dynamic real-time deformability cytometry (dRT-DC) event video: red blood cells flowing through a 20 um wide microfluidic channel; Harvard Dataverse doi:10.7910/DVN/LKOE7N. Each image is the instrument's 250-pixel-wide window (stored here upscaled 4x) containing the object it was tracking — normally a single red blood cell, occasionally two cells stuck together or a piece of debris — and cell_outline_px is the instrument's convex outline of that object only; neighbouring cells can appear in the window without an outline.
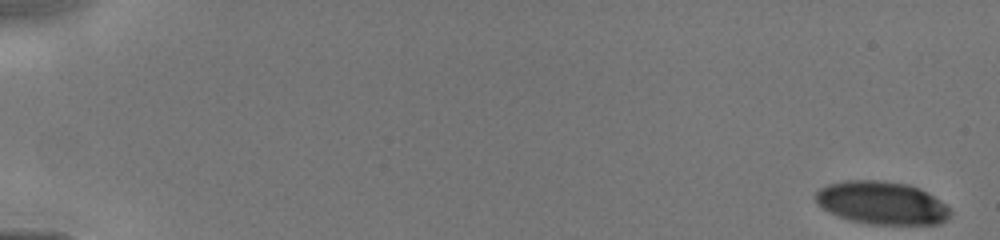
{"species": "human", "species_latin": "Homo sapiens", "temperature_condition": "cold", "stored_images_in_passage": 28, "camera_frame_rate_fps": 3000, "um_per_image_px": 0.085, "donor": {"sex": "male"}, "frame": {"image": 1, "passage_image": 1, "time_ms": 0.0, "image_size_px": [1000, 240], "cell_outline_px": [[952, 212], [940, 224], [868, 224], [848, 220], [820, 208], [812, 196], [820, 188], [828, 184], [848, 180], [880, 180], [908, 184], [920, 188], [940, 200]], "centroid_in_image_um": [74.9, 17.24], "position_along_channel_um": 10.1, "area_um2": 33.87}}
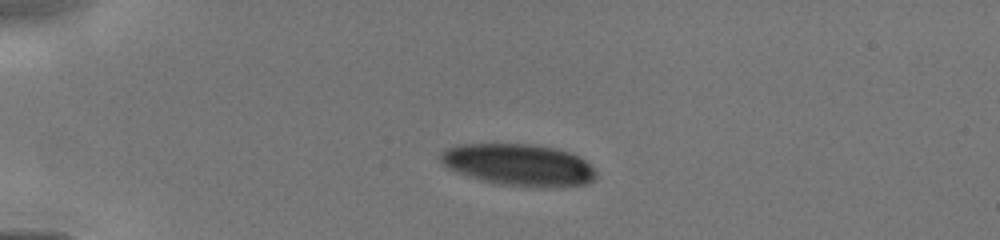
{"frame": {"image": 2, "passage_image": 17, "time_ms": 3.667, "image_size_px": [1000, 240], "cell_outline_px": [[596, 176], [592, 180], [584, 184], [556, 188], [536, 188], [500, 184], [480, 180], [456, 172], [448, 168], [436, 156], [440, 152], [456, 144], [532, 144], [556, 148], [568, 152], [584, 160], [596, 172]], "centroid_in_image_um": [44.05, 14.02], "position_along_channel_um": 41.0, "area_um2": 38.15}}
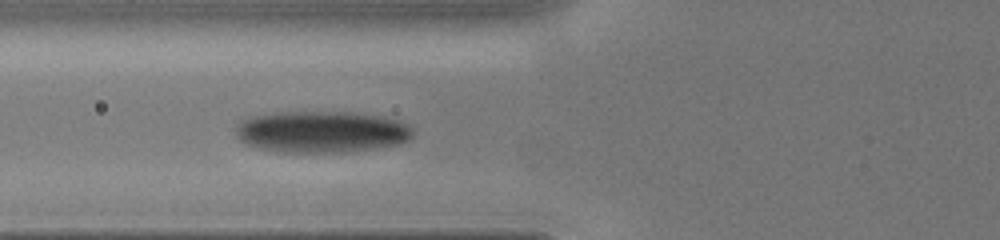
{"frame": {"image": 3, "passage_image": 28, "time_ms": 6.0, "image_size_px": [1000, 240], "cell_outline_px": [[412, 136], [408, 140], [396, 144], [380, 148], [340, 152], [276, 152], [244, 144], [236, 136], [236, 128], [248, 116], [280, 112], [352, 112], [384, 116], [400, 120], [408, 124], [412, 128]], "centroid_in_image_um": [27.34, 11.2], "position_along_channel_um": 98.5, "area_um2": 43.23}}